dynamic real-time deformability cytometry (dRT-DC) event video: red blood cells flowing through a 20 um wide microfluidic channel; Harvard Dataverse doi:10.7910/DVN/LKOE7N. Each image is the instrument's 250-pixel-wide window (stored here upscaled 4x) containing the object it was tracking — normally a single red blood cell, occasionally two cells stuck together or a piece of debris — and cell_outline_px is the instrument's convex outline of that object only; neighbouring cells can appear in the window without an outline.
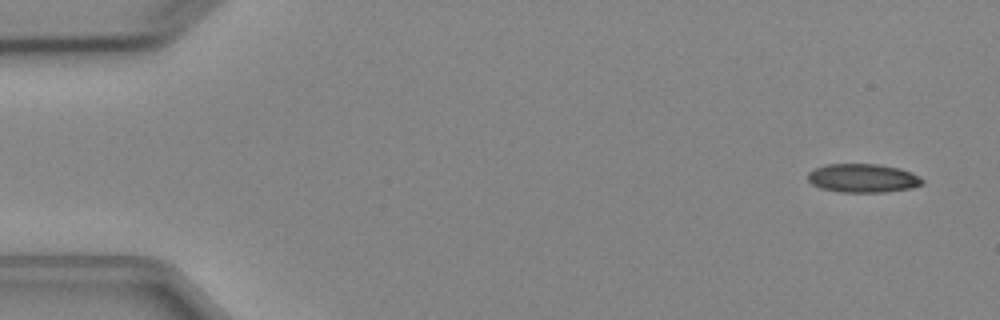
{"species": "Egyptian fruit bat (a non-hibernating species)", "species_latin": "Rousettus aegyptiacus", "temperature_condition": "cold", "stored_images_in_passage": 5, "camera_frame_rate_fps": 3000, "um_per_image_px": 0.085, "animal": {"sex": "female"}, "frame": {"image": 1, "passage_image": 1, "time_ms": 0.0, "image_size_px": [1000, 320], "cell_outline_px": [[924, 184], [912, 188], [884, 192], [840, 192], [820, 188], [812, 184], [808, 180], [808, 172], [816, 168], [828, 164], [880, 164], [900, 168], [912, 172], [920, 176], [924, 180]], "centroid_in_image_um": [73.39, 15.14], "position_along_channel_um": 11.6, "area_um2": 19.31}}
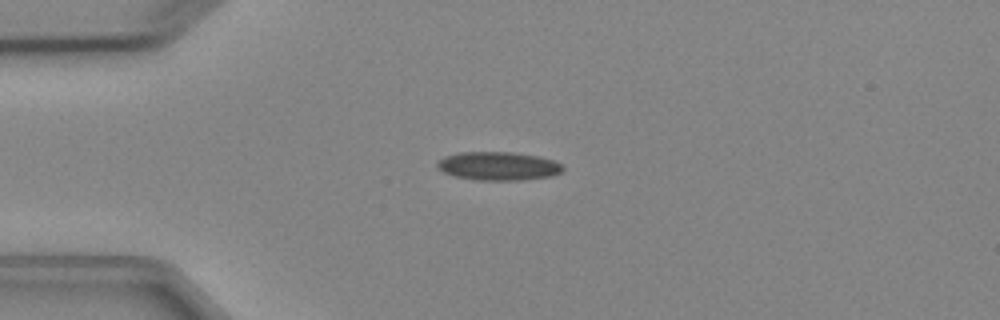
{"frame": {"image": 2, "passage_image": 4, "time_ms": 3.333, "image_size_px": [1000, 320], "cell_outline_px": [[564, 168], [560, 172], [552, 176], [520, 180], [476, 180], [456, 176], [444, 172], [436, 164], [444, 156], [460, 152], [512, 152], [540, 156], [552, 160], [560, 164]], "centroid_in_image_um": [42.37, 14.11], "position_along_channel_um": 42.6, "area_um2": 20.69}}